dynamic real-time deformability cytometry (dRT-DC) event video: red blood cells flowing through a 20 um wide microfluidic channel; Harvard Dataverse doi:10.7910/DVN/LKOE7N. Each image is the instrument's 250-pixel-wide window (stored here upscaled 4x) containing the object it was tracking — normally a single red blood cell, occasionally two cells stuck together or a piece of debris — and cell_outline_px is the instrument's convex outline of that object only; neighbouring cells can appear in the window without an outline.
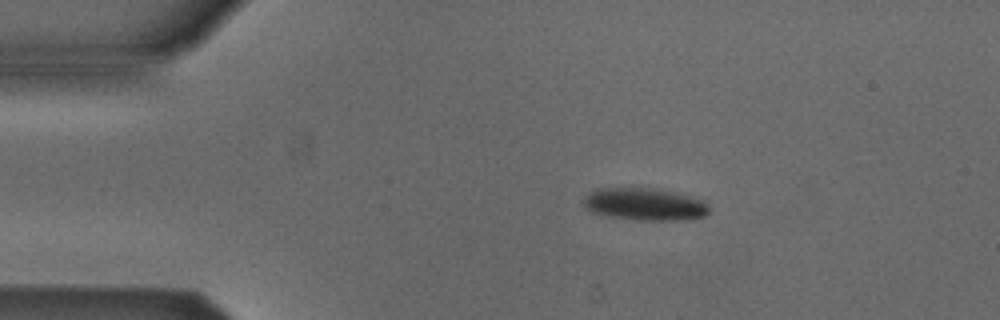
{"species": "Egyptian fruit bat (a non-hibernating species)", "species_latin": "Rousettus aegyptiacus", "temperature_condition": "cold", "stored_images_in_passage": 6, "camera_frame_rate_fps": 3000, "um_per_image_px": 0.085, "animal": {"sex": "male"}, "frame": {"image": 1, "passage_image": 2, "time_ms": 1.0, "image_size_px": [1000, 320], "cell_outline_px": [[708, 212], [704, 216], [680, 220], [640, 220], [608, 216], [592, 212], [584, 208], [584, 200], [596, 188], [660, 188], [676, 192], [704, 200], [708, 204]], "centroid_in_image_um": [54.82, 17.35], "position_along_channel_um": 30.2, "area_um2": 23.64}}
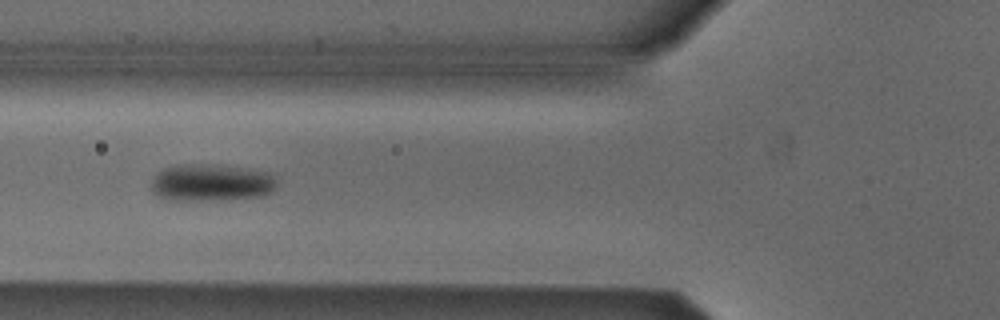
{"frame": {"image": 2, "passage_image": 4, "time_ms": 4.333, "image_size_px": [1000, 320], "cell_outline_px": [[276, 188], [272, 192], [264, 196], [200, 200], [168, 200], [152, 192], [152, 180], [156, 172], [164, 168], [176, 164], [212, 164], [268, 172], [276, 176]], "centroid_in_image_um": [17.94, 15.51], "position_along_channel_um": 107.9, "area_um2": 27.17}}
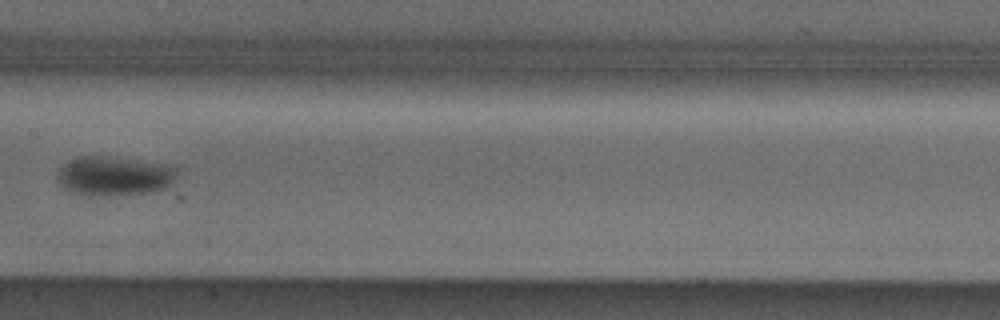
{"frame": {"image": 3, "passage_image": 6, "time_ms": 6.667, "image_size_px": [1000, 320], "cell_outline_px": [[180, 164], [172, 184], [164, 188], [148, 192], [96, 196], [84, 196], [64, 188], [56, 176], [60, 168], [64, 164], [80, 156], [100, 156]], "centroid_in_image_um": [9.78, 14.94], "position_along_channel_um": 197.6, "area_um2": 27.63}}